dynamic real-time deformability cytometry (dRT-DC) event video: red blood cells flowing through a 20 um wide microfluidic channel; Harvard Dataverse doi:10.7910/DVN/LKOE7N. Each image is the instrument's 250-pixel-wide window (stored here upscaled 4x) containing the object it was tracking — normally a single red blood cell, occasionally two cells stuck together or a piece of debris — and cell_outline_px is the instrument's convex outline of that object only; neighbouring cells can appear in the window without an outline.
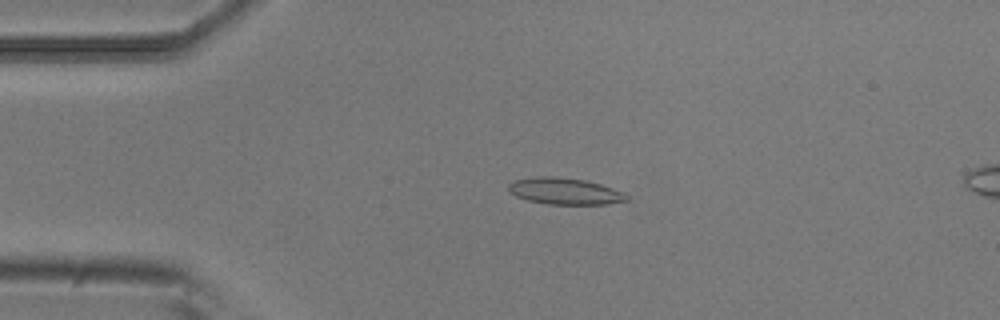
{"species": "common noctule bat (a hibernating species)", "species_latin": "Nyctalus noctula", "temperature_condition": "room temperature", "stored_images_in_passage": 4, "camera_frame_rate_fps": 3000, "um_per_image_px": 0.085, "animal": {"sex": "male", "body_mass_g": 20.5, "forearm_length_mm": 52.5}, "frame": {"image": 1, "passage_image": 2, "time_ms": 0.333, "image_size_px": [1000, 320], "cell_outline_px": [[628, 200], [608, 204], [548, 204], [528, 200], [516, 196], [508, 192], [508, 184], [512, 180], [536, 176], [552, 176], [584, 180], [600, 184], [612, 188], [628, 196]], "centroid_in_image_um": [47.94, 16.24], "position_along_channel_um": 37.1, "area_um2": 18.21}}